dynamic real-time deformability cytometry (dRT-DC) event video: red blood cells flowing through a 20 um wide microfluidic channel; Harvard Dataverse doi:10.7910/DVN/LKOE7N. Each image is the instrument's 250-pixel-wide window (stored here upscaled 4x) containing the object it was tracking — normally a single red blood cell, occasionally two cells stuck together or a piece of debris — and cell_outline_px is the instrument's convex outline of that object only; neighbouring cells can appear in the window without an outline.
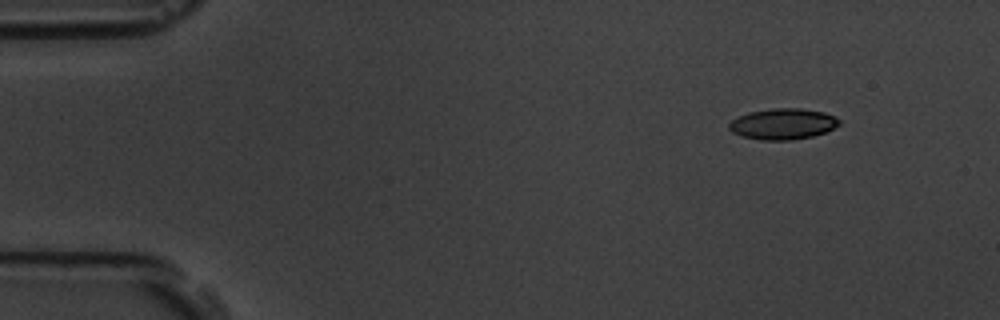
{"species": "common noctule bat (a hibernating species)", "species_latin": "Nyctalus noctula", "temperature_condition": "room temperature", "stored_images_in_passage": 3, "camera_frame_rate_fps": 3000, "um_per_image_px": 0.085, "animal": {"sex": "male", "body_mass_g": 19.5, "forearm_length_mm": 54.6}, "frame": {"image": 1, "passage_image": 1, "time_ms": 0.0, "image_size_px": [1000, 320], "cell_outline_px": [[840, 124], [824, 132], [812, 136], [792, 140], [760, 140], [744, 136], [732, 132], [728, 128], [728, 124], [732, 120], [748, 112], [772, 108], [800, 108], [824, 112], [840, 120]], "centroid_in_image_um": [66.52, 10.53], "position_along_channel_um": 18.5, "area_um2": 19.71}}
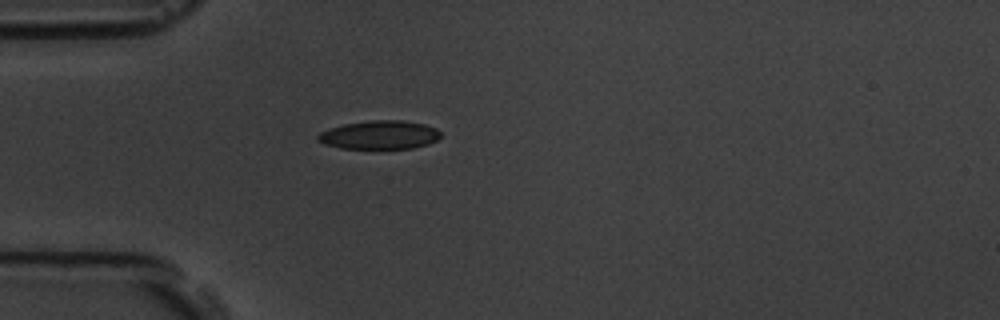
{"frame": {"image": 2, "passage_image": 3, "time_ms": 3.333, "image_size_px": [1000, 320], "cell_outline_px": [[440, 136], [436, 140], [428, 144], [412, 148], [340, 148], [324, 144], [316, 140], [316, 136], [320, 132], [344, 124], [372, 120], [404, 120], [424, 124], [436, 128], [440, 132]], "centroid_in_image_um": [32.25, 11.46], "position_along_channel_um": 52.7, "area_um2": 20.35}}